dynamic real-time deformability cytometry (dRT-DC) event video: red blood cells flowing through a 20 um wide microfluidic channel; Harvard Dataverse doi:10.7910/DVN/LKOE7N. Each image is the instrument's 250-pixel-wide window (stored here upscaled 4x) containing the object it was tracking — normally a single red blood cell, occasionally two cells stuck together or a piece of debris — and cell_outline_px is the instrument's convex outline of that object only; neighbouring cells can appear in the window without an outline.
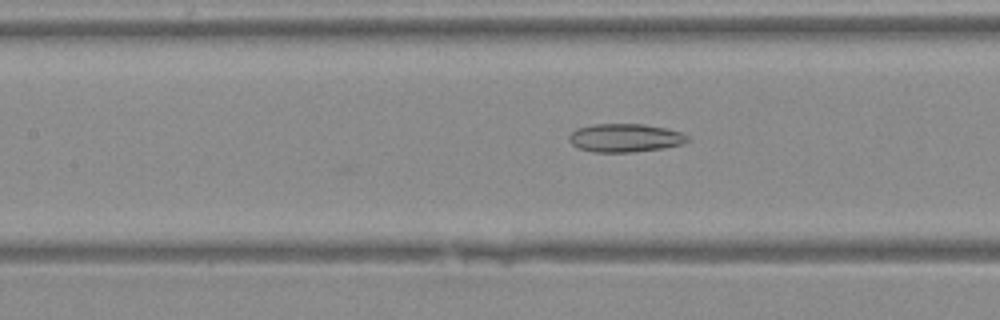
{"species": "Egyptian fruit bat (a non-hibernating species)", "species_latin": "Rousettus aegyptiacus", "temperature_condition": "warm", "stored_images_in_passage": 6, "camera_frame_rate_fps": 3000, "um_per_image_px": 0.085, "animal": {"sex": "female"}, "frame": {"image": 1, "passage_image": 6, "time_ms": 1.667, "image_size_px": [1000, 320], "cell_outline_px": [[688, 140], [684, 144], [664, 148], [632, 152], [592, 152], [576, 148], [568, 140], [568, 136], [576, 128], [592, 124], [644, 124], [664, 128], [680, 132], [688, 136]], "centroid_in_image_um": [53.09, 11.72], "position_along_channel_um": 154.3, "area_um2": 19.71}}